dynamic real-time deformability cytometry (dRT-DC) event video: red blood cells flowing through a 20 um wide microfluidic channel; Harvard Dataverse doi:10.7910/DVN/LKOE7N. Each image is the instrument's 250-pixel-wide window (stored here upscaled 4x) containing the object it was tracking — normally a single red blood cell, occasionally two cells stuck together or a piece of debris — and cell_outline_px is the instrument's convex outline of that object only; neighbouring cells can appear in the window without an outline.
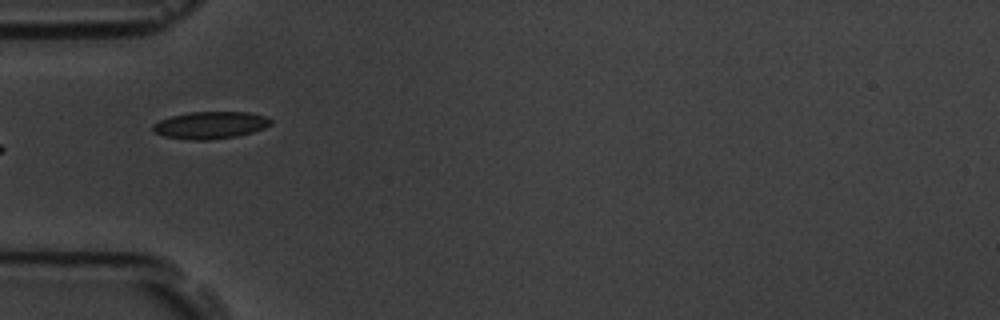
{"species": "common noctule bat (a hibernating species)", "species_latin": "Nyctalus noctula", "temperature_condition": "room temperature", "stored_images_in_passage": 9, "camera_frame_rate_fps": 3000, "um_per_image_px": 0.085, "animal": {"sex": "male", "body_mass_g": 19.5, "forearm_length_mm": 54.6}, "frame": {"image": 1, "passage_image": 6, "time_ms": 6.0, "image_size_px": [1000, 320], "cell_outline_px": [[272, 124], [264, 128], [252, 132], [236, 136], [208, 140], [192, 140], [164, 136], [156, 132], [152, 128], [152, 124], [160, 120], [172, 116], [188, 112], [248, 112], [264, 116], [272, 120]], "centroid_in_image_um": [17.89, 10.63], "position_along_channel_um": 67.1, "area_um2": 18.55}}
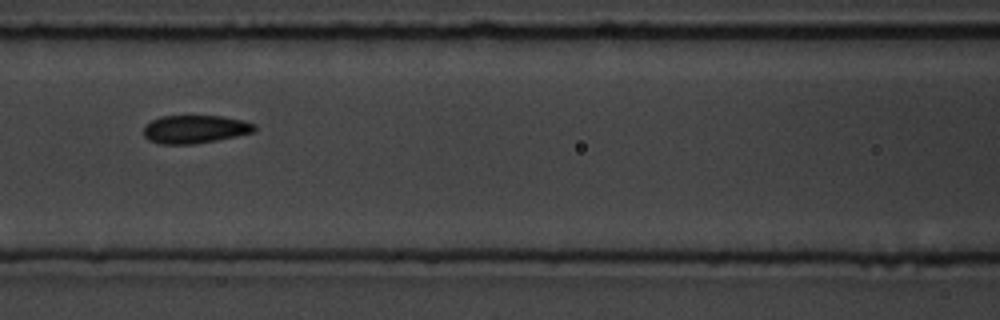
{"frame": {"image": 2, "passage_image": 8, "time_ms": 8.333, "image_size_px": [1000, 320], "cell_outline_px": [[256, 128], [252, 132], [236, 136], [196, 144], [160, 144], [148, 140], [144, 136], [144, 124], [160, 116], [224, 116], [244, 120], [256, 124]], "centroid_in_image_um": [16.56, 10.98], "position_along_channel_um": 150.0, "area_um2": 18.32}}
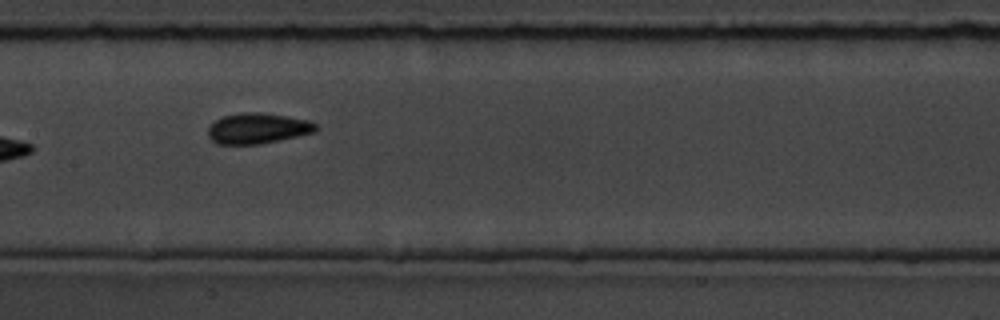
{"frame": {"image": 3, "passage_image": 9, "time_ms": 9.333, "image_size_px": [1000, 320], "cell_outline_px": [[316, 132], [260, 144], [216, 144], [208, 136], [208, 128], [216, 120], [224, 116], [240, 112], [260, 112], [288, 116], [308, 120], [316, 124]], "centroid_in_image_um": [21.9, 10.91], "position_along_channel_um": 185.5, "area_um2": 19.19}}